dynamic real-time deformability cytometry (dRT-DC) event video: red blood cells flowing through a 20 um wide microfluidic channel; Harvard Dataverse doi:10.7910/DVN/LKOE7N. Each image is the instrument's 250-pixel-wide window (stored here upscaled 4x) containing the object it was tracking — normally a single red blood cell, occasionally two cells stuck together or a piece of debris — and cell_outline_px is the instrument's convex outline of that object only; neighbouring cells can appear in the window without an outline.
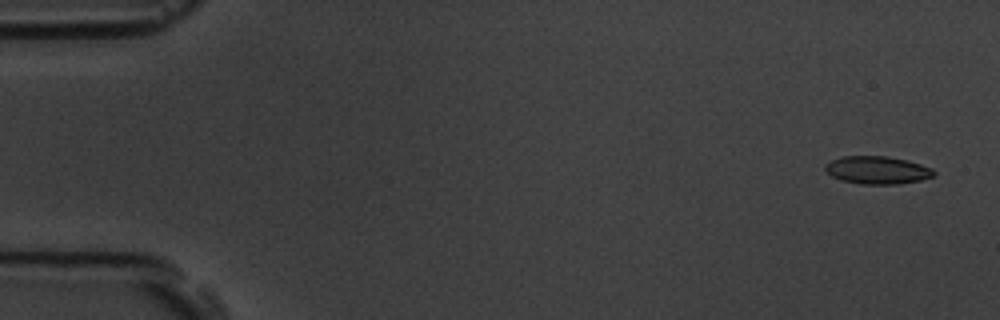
{"species": "common noctule bat (a hibernating species)", "species_latin": "Nyctalus noctula", "temperature_condition": "room temperature", "stored_images_in_passage": 5, "camera_frame_rate_fps": 3000, "um_per_image_px": 0.085, "animal": {"sex": "male", "body_mass_g": 19.5, "forearm_length_mm": 54.6}, "frame": {"image": 1, "passage_image": 1, "time_ms": 0.0, "image_size_px": [1000, 320], "cell_outline_px": [[936, 176], [920, 180], [896, 184], [860, 184], [840, 180], [832, 176], [824, 168], [824, 164], [832, 160], [844, 156], [888, 156], [908, 160], [932, 168], [936, 172]], "centroid_in_image_um": [74.59, 14.46], "position_along_channel_um": 10.4, "area_um2": 17.69}}
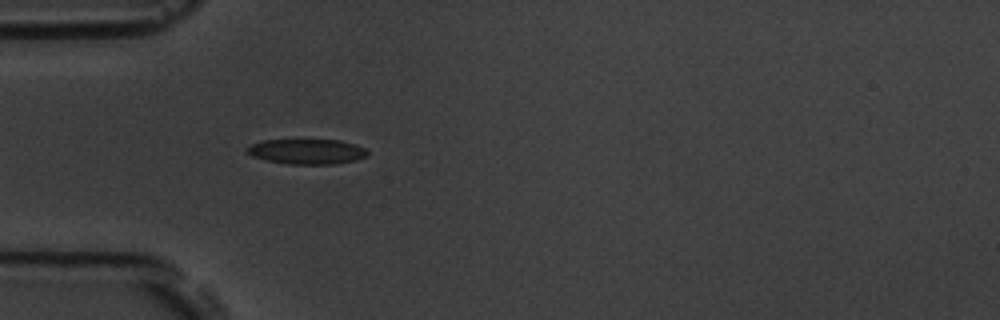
{"frame": {"image": 2, "passage_image": 5, "time_ms": 1.333, "image_size_px": [1000, 320], "cell_outline_px": [[368, 156], [356, 160], [332, 164], [288, 164], [268, 160], [252, 156], [248, 152], [248, 144], [264, 140], [340, 140], [356, 144], [364, 148], [368, 152]], "centroid_in_image_um": [26.11, 12.87], "position_along_channel_um": 58.9, "area_um2": 17.57}}